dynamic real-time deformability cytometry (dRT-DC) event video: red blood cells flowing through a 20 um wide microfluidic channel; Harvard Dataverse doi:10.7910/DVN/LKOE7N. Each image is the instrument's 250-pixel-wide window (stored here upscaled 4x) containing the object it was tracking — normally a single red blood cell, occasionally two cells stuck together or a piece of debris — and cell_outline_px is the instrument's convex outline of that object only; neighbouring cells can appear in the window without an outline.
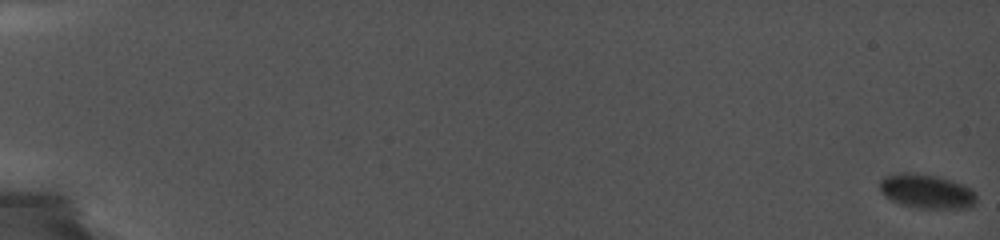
{"species": "common noctule bat (a hibernating species)", "species_latin": "Nyctalus noctula", "temperature_condition": "cold", "stored_images_in_passage": 33, "camera_frame_rate_fps": 5000, "um_per_image_px": 0.085, "animal": {"sex": "female", "body_mass_g": 19.0, "forearm_length_mm": 56.7}, "frame": {"image": 1, "passage_image": 1, "time_ms": 0.0, "image_size_px": [1000, 240], "cell_outline_px": [[976, 200], [968, 208], [916, 208], [900, 204], [888, 200], [880, 192], [880, 180], [884, 176], [900, 172], [912, 172], [936, 176], [952, 180], [964, 184], [972, 188], [976, 192]], "centroid_in_image_um": [78.73, 16.25], "position_along_channel_um": 6.3, "area_um2": 19.65}}
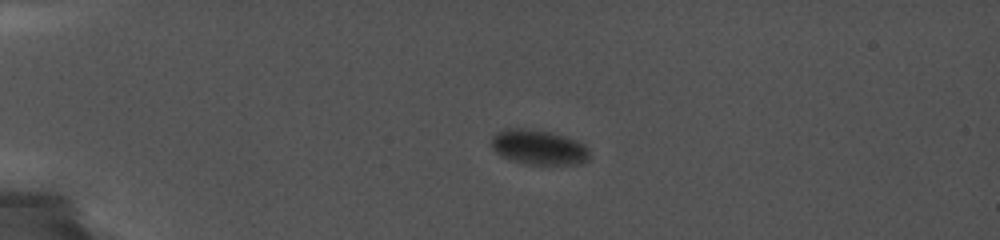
{"frame": {"image": 2, "passage_image": 16, "time_ms": 5.6, "image_size_px": [1000, 240], "cell_outline_px": [[588, 160], [580, 164], [528, 164], [512, 160], [500, 156], [492, 148], [492, 136], [496, 132], [508, 128], [520, 128], [548, 132], [576, 140], [584, 144], [588, 148]], "centroid_in_image_um": [45.76, 12.52], "position_along_channel_um": 39.2, "area_um2": 19.71}}